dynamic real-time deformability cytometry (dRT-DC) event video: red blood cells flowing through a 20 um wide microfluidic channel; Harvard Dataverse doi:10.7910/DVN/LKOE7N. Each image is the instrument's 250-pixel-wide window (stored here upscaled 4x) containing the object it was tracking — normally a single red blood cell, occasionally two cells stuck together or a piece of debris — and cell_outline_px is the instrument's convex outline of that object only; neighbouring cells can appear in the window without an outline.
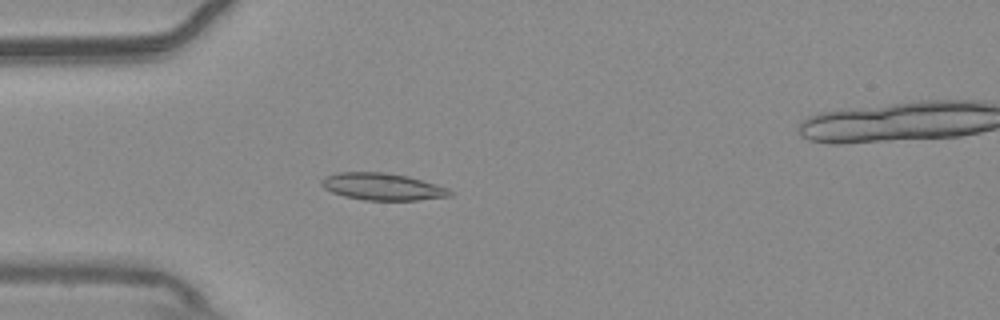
{"species": "common noctule bat (a hibernating species)", "species_latin": "Nyctalus noctula", "temperature_condition": "warm", "stored_images_in_passage": 54, "camera_frame_rate_fps": 3000, "um_per_image_px": 0.085, "animal": {"sex": "male", "body_mass_g": 20.4}, "frame": {"image": 1, "passage_image": 15, "time_ms": 4.667, "image_size_px": [1000, 320], "cell_outline_px": [[452, 196], [416, 200], [364, 200], [344, 196], [332, 192], [324, 188], [320, 184], [320, 180], [324, 176], [336, 172], [384, 172], [408, 176], [436, 184], [448, 188], [452, 192]], "centroid_in_image_um": [32.47, 15.86], "position_along_channel_um": 52.5, "area_um2": 20.35}}
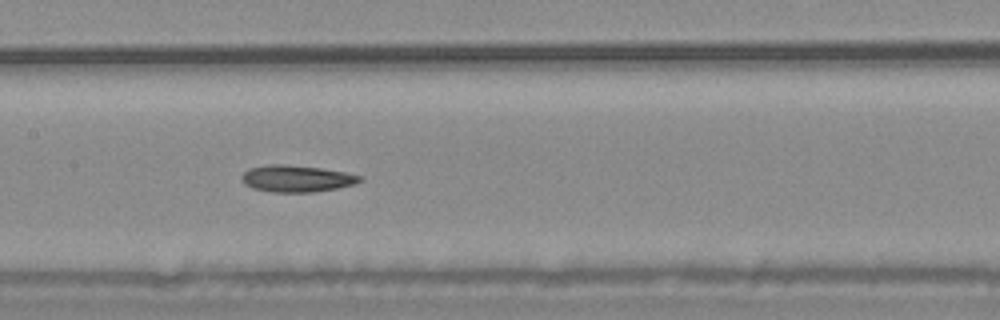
{"frame": {"image": 2, "passage_image": 26, "time_ms": 8.333, "image_size_px": [1000, 320], "cell_outline_px": [[364, 180], [352, 184], [336, 188], [312, 192], [272, 192], [252, 188], [244, 184], [240, 176], [248, 168], [272, 164], [284, 164], [320, 168], [344, 172], [364, 176]], "centroid_in_image_um": [25.19, 15.18], "position_along_channel_um": 182.2, "area_um2": 18.38}}
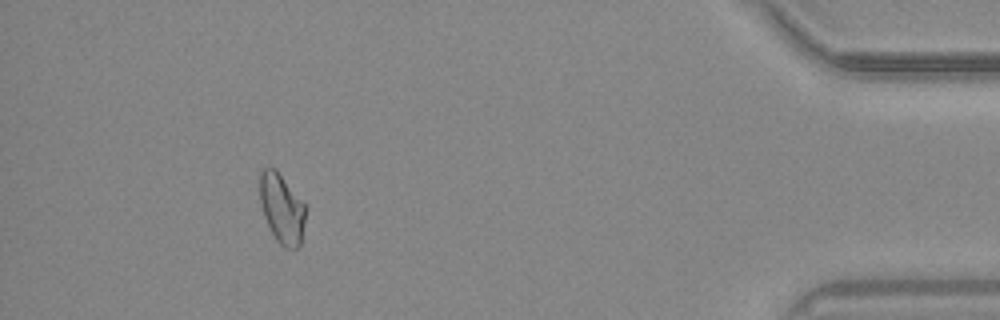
{"frame": {"image": 3, "passage_image": 49, "time_ms": 16.0, "image_size_px": [1000, 320], "cell_outline_px": [[304, 220], [300, 244], [296, 248], [284, 248], [276, 240], [264, 216], [260, 204], [260, 172], [264, 168], [276, 168], [304, 204]], "centroid_in_image_um": [23.92, 17.71], "position_along_channel_um": 411.3, "area_um2": 18.15}, "authors_computed_cell_mechanics": {"area_um2": 18.3515, "velocity_mm_per_s": 3.7611, "shape_relaxation_time_tau1_ms": 7.1375, "shape_relaxation_time_tau2_ms": null, "deformation_change_tau1": 0.128, "deformation_change_tau2": null}}